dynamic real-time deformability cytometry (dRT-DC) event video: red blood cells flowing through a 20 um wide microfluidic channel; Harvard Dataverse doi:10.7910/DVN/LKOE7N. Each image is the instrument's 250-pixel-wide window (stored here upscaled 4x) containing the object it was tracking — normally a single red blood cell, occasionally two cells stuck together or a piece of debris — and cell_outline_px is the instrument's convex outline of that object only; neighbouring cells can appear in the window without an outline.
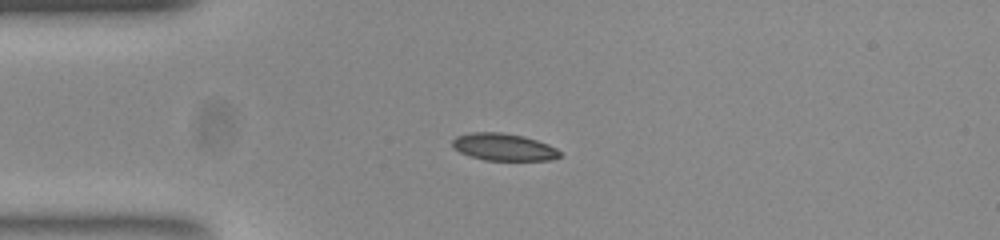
{"species": "common noctule bat (a hibernating species)", "species_latin": "Nyctalus noctula", "temperature_condition": "room temperature", "stored_images_in_passage": 41, "camera_frame_rate_fps": 3000, "um_per_image_px": 0.085, "animal": {"sex": "female", "body_mass_g": 23.0, "forearm_length_mm": 53.4}, "frame": {"image": 1, "passage_image": 1, "time_ms": 0.0, "image_size_px": [1000, 240], "cell_outline_px": [[560, 156], [548, 160], [484, 160], [460, 152], [452, 144], [452, 140], [456, 136], [476, 132], [500, 132], [524, 136], [548, 144], [556, 148], [560, 152]], "centroid_in_image_um": [42.82, 12.49], "position_along_channel_um": 42.2, "area_um2": 16.76}}
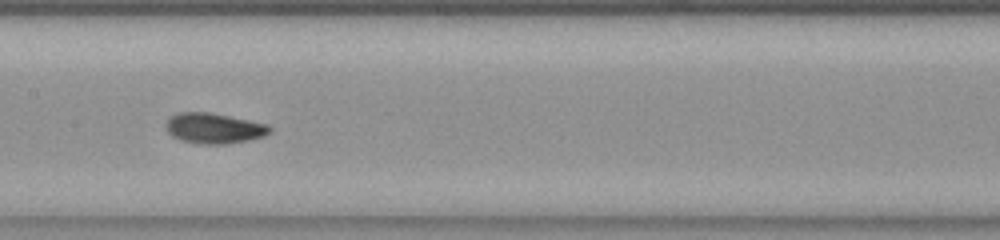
{"frame": {"image": 2, "passage_image": 14, "time_ms": 4.333, "image_size_px": [1000, 240], "cell_outline_px": [[272, 128], [264, 136], [224, 144], [200, 144], [180, 140], [172, 136], [168, 132], [168, 120], [176, 112], [208, 112], [228, 116], [264, 124]], "centroid_in_image_um": [18.14, 10.9], "position_along_channel_um": 189.3, "area_um2": 17.86}}
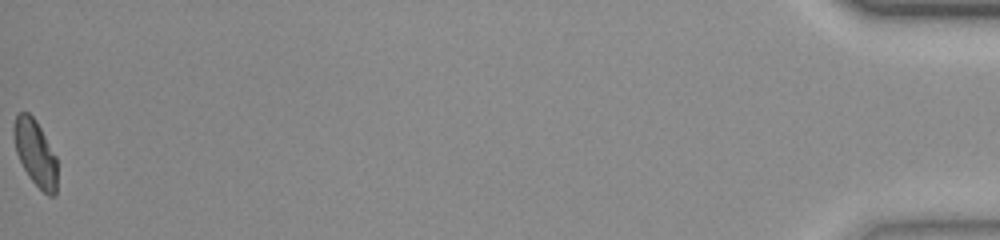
{"frame": {"image": 3, "passage_image": 41, "time_ms": 13.333, "image_size_px": [1000, 240], "cell_outline_px": [[56, 196], [48, 196], [32, 180], [24, 168], [16, 152], [16, 112], [28, 112], [32, 116], [40, 128], [56, 156]], "centroid_in_image_um": [3.05, 13.04], "position_along_channel_um": 432.2, "area_um2": 15.9}, "authors_computed_cell_mechanics": {"area_um2": 17.051, "velocity_mm_per_s": 3.8756, "shape_relaxation_time_tau1_ms": 2.7025, "shape_relaxation_time_tau2_ms": 1.47, "deformation_change_tau1": 0.1078, "deformation_change_tau2": 0.0619}}